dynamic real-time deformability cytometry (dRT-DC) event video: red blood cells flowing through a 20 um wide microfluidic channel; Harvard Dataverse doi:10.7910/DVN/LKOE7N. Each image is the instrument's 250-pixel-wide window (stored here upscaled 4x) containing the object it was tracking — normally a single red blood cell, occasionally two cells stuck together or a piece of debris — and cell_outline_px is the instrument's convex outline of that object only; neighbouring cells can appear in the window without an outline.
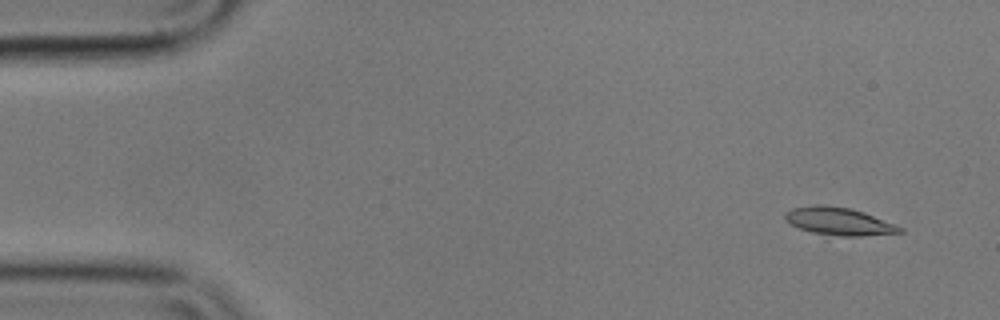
{"species": "common noctule bat (a hibernating species)", "species_latin": "Nyctalus noctula", "temperature_condition": "cold", "stored_images_in_passage": 9, "camera_frame_rate_fps": 3000, "um_per_image_px": 0.085, "animal": {"sex": "male", "body_mass_g": 17.9}, "frame": {"image": 1, "passage_image": 1, "time_ms": 0.0, "image_size_px": [1000, 320], "cell_outline_px": [[904, 232], [824, 240], [784, 220], [784, 212], [792, 208], [816, 204], [824, 204], [852, 208], [864, 212], [904, 228]], "centroid_in_image_um": [71.25, 18.87], "position_along_channel_um": 13.8, "area_um2": 19.77}}